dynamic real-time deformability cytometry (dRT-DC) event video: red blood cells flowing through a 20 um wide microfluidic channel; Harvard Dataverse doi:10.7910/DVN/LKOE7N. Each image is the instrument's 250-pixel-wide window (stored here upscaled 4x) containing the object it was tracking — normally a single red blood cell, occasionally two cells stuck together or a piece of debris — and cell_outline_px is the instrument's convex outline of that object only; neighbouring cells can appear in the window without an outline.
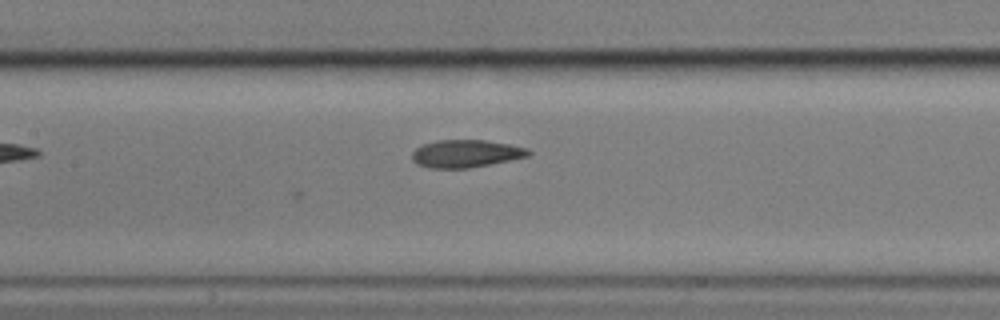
{"species": "common noctule bat (a hibernating species)", "species_latin": "Nyctalus noctula", "temperature_condition": "cold", "stored_images_in_passage": 8, "camera_frame_rate_fps": 3000, "um_per_image_px": 0.085, "animal": {"sex": "male", "body_mass_g": 17.9}, "frame": {"image": 1, "passage_image": 8, "time_ms": 8.0, "image_size_px": [1000, 320], "cell_outline_px": [[532, 152], [528, 156], [468, 168], [428, 168], [416, 164], [412, 160], [412, 152], [416, 148], [424, 144], [436, 140], [484, 140], [508, 144], [528, 148]], "centroid_in_image_um": [39.56, 13.05], "position_along_channel_um": 167.8, "area_um2": 18.61}}